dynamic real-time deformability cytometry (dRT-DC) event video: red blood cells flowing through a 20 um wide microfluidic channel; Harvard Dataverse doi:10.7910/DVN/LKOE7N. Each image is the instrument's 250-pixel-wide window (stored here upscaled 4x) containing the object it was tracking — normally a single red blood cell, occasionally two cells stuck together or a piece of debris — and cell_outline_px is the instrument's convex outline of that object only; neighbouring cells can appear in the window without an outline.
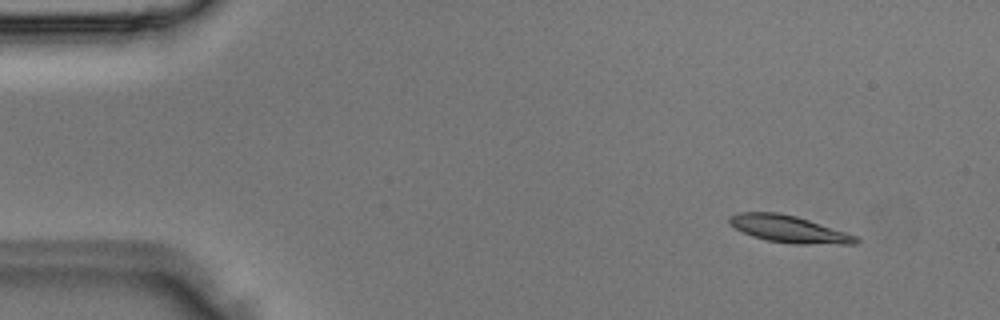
{"species": "Egyptian fruit bat (a non-hibernating species)", "species_latin": "Rousettus aegyptiacus", "temperature_condition": "room temperature", "stored_images_in_passage": 3, "camera_frame_rate_fps": 3000, "um_per_image_px": 0.085, "animal": {"sex": "male"}, "frame": {"image": 1, "passage_image": 1, "time_ms": 0.0, "image_size_px": [1000, 320], "cell_outline_px": [[860, 240], [856, 244], [792, 244], [768, 240], [752, 236], [736, 228], [728, 220], [728, 216], [736, 212], [780, 212], [796, 216], [856, 236]], "centroid_in_image_um": [67.02, 19.46], "position_along_channel_um": 18.0, "area_um2": 19.71}}